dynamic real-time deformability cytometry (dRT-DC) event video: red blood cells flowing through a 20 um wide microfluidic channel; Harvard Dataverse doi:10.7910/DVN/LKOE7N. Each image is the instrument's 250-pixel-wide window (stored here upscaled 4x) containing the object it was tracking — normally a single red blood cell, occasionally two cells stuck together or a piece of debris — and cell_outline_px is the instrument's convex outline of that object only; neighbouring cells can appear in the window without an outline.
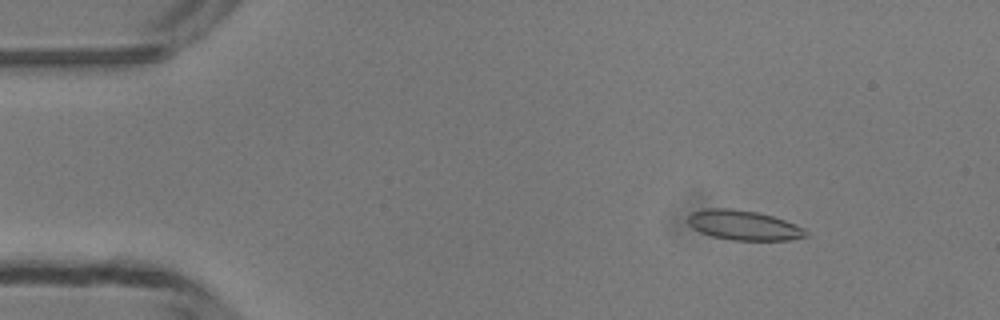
{"species": "common noctule bat (a hibernating species)", "species_latin": "Nyctalus noctula", "temperature_condition": "room temperature", "stored_images_in_passage": 49, "camera_frame_rate_fps": 3000, "um_per_image_px": 0.085, "animal": {"sex": "male", "body_mass_g": 13.3}, "frame": {"image": 1, "passage_image": 6, "time_ms": 1.667, "image_size_px": [1000, 320], "cell_outline_px": [[808, 236], [792, 240], [732, 240], [712, 236], [700, 232], [692, 228], [688, 224], [688, 216], [692, 212], [708, 208], [732, 208], [756, 212], [772, 216], [784, 220], [804, 228], [808, 232]], "centroid_in_image_um": [63.21, 19.15], "position_along_channel_um": 21.8, "area_um2": 20.46}}
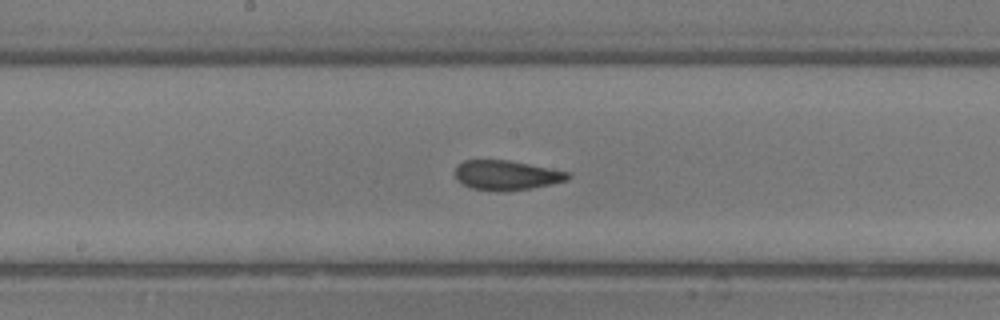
{"frame": {"image": 2, "passage_image": 25, "time_ms": 8.0, "image_size_px": [1000, 320], "cell_outline_px": [[572, 176], [568, 180], [552, 184], [532, 188], [500, 192], [496, 192], [472, 188], [456, 180], [456, 164], [464, 160], [508, 160], [572, 172]], "centroid_in_image_um": [43.08, 14.9], "position_along_channel_um": 205.1, "area_um2": 19.77}}
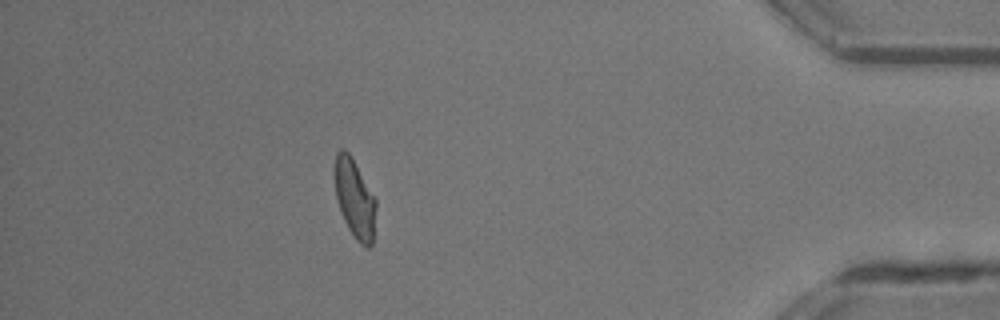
{"frame": {"image": 3, "passage_image": 43, "time_ms": 14.0, "image_size_px": [1000, 320], "cell_outline_px": [[376, 208], [372, 244], [368, 248], [360, 244], [356, 240], [348, 228], [340, 212], [336, 196], [336, 152], [340, 148], [344, 148], [348, 152], [376, 200]], "centroid_in_image_um": [30.16, 16.94], "position_along_channel_um": 405.0, "area_um2": 18.44}, "authors_computed_cell_mechanics": {"area_um2": 19.7676, "velocity_mm_per_s": 4.187, "shape_relaxation_time_tau1_ms": null, "shape_relaxation_time_tau2_ms": 0.4129, "deformation_change_tau1": null, "deformation_change_tau2": 0.0608}}